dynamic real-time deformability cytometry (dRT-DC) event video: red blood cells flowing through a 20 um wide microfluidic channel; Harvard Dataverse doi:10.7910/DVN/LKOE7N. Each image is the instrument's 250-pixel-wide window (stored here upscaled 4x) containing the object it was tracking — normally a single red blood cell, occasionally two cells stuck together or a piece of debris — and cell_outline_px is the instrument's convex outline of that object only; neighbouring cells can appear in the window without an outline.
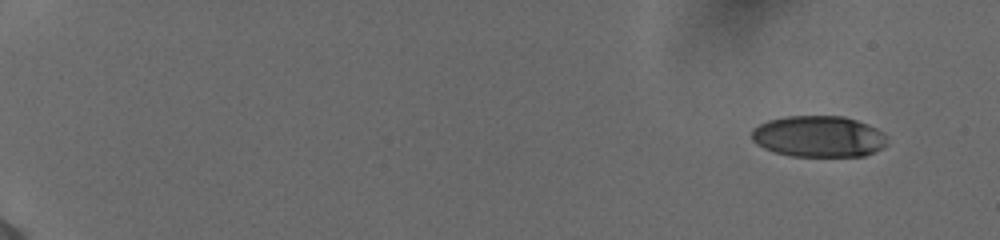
{"species": "human", "species_latin": "Homo sapiens", "temperature_condition": "cold", "stored_images_in_passage": 52, "camera_frame_rate_fps": 3000, "um_per_image_px": 0.085, "donor": {"sex": "female"}, "frame": {"image": 1, "passage_image": 1, "time_ms": 0.0, "image_size_px": [1000, 240], "cell_outline_px": [[888, 144], [884, 148], [864, 156], [792, 156], [776, 152], [764, 148], [756, 144], [752, 140], [752, 128], [768, 120], [788, 116], [844, 116], [868, 124], [884, 132], [888, 136]], "centroid_in_image_um": [69.63, 11.6], "position_along_channel_um": 15.4, "area_um2": 32.89}}
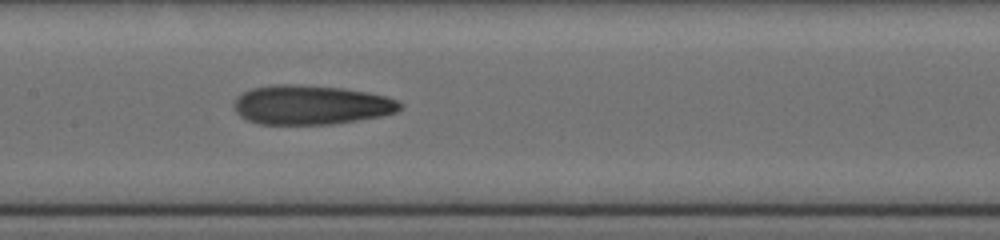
{"frame": {"image": 2, "passage_image": 28, "time_ms": 9.0, "image_size_px": [1000, 240], "cell_outline_px": [[404, 104], [396, 112], [380, 116], [332, 124], [260, 124], [248, 120], [240, 116], [236, 112], [236, 96], [252, 88], [272, 84], [296, 84], [344, 88], [368, 92], [384, 96], [396, 100]], "centroid_in_image_um": [26.43, 8.91], "position_along_channel_um": 181.0, "area_um2": 37.92}}
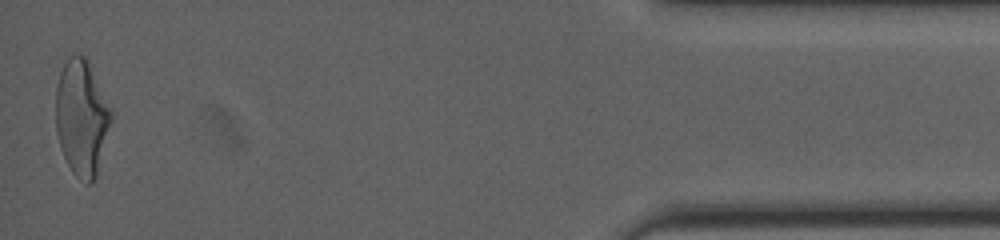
{"frame": {"image": 3, "passage_image": 52, "time_ms": 17.0, "image_size_px": [1000, 240], "cell_outline_px": [[112, 120], [96, 176], [92, 184], [88, 184], [80, 180], [72, 172], [64, 156], [56, 132], [56, 84], [60, 72], [68, 56], [76, 52], [84, 56], [88, 60], [112, 112]], "centroid_in_image_um": [6.93, 9.98], "position_along_channel_um": 428.3, "area_um2": 37.34}, "authors_computed_cell_mechanics": {"area_um2": 36.4718, "velocity_mm_per_s": 3.901, "shape_relaxation_time_tau1_ms": 9.2513, "shape_relaxation_time_tau2_ms": 2.095, "deformation_change_tau1": 0.2696, "deformation_change_tau2": 0.105}}